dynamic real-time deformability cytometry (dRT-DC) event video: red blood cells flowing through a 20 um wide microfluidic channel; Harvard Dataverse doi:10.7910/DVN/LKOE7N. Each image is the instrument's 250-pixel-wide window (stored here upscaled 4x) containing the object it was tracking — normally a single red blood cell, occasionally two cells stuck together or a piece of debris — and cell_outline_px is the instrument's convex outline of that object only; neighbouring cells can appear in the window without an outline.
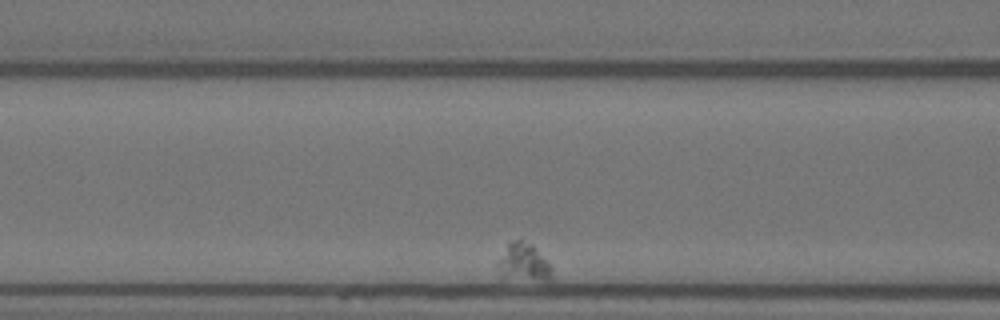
{"species": "Egyptian fruit bat (a non-hibernating species)", "species_latin": "Rousettus aegyptiacus", "temperature_condition": "warm", "stored_images_in_passage": 36, "segment_of_instrument_passage": [2, 2], "camera_frame_rate_fps": 3000, "um_per_image_px": 0.085, "animal": {"sex": "female"}, "frame": {"image": 1, "passage_image": 8, "time_ms": 2.333, "image_size_px": [1000, 320], "cell_outline_px": [[552, 276], [548, 280], [496, 280], [496, 264], [508, 244], [512, 240], [520, 240], [532, 244], [552, 268]], "centroid_in_image_um": [44.4, 22.39], "position_along_channel_um": 122.2, "area_um2": 12.37}}
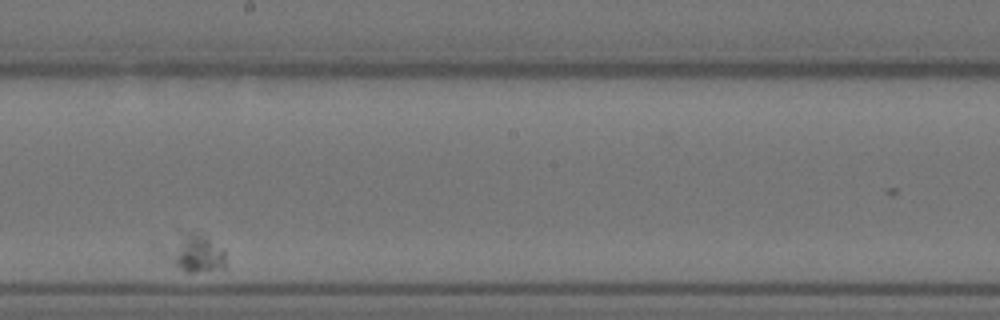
{"frame": {"image": 2, "passage_image": 22, "time_ms": 7.0, "image_size_px": [1000, 320], "cell_outline_px": [[224, 268], [196, 272], [184, 272], [172, 260], [184, 232], [200, 232], [224, 252]], "centroid_in_image_um": [16.83, 21.57], "position_along_channel_um": 231.4, "area_um2": 11.16}}
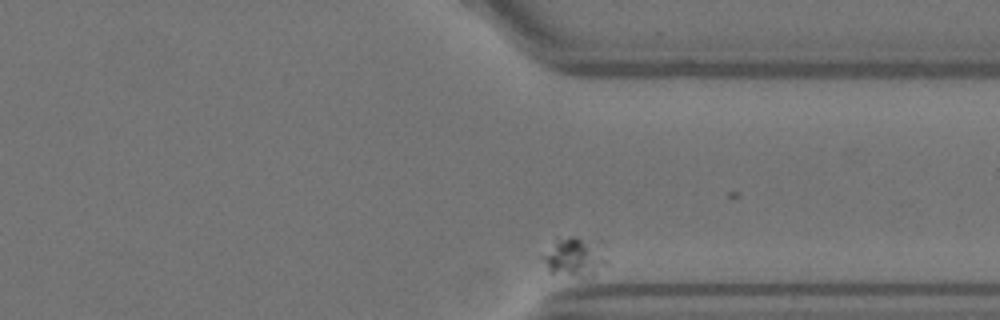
{"frame": {"image": 3, "passage_image": 36, "time_ms": 11.667, "image_size_px": [1000, 320], "cell_outline_px": [[604, 260], [592, 276], [576, 276], [548, 272], [540, 256], [556, 236], [576, 236], [604, 240]], "centroid_in_image_um": [48.78, 21.74], "position_along_channel_um": 362.6, "area_um2": 15.14}}